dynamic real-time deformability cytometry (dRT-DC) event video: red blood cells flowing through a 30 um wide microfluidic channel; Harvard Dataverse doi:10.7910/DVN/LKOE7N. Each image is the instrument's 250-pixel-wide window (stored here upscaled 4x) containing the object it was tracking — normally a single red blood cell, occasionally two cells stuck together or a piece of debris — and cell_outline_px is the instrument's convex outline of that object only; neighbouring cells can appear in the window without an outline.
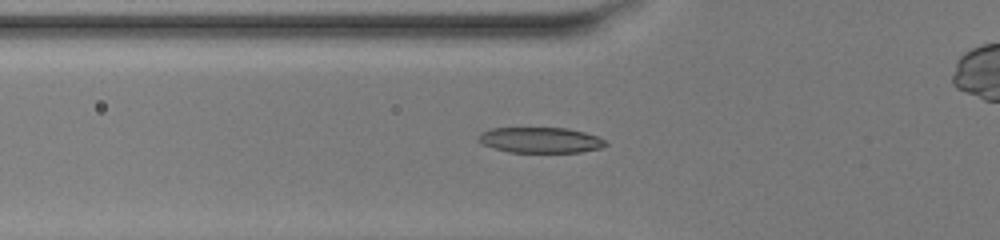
{"species": "common noctule bat (a hibernating species)", "species_latin": "Nyctalus noctula", "temperature_condition": "warm", "stored_images_in_passage": 46, "camera_frame_rate_fps": 3000, "um_per_image_px": 0.085, "animal": {"sex": "female", "body_mass_g": 20.0, "forearm_length_mm": 54.0}, "frame": {"image": 1, "passage_image": 19, "time_ms": 6.0, "image_size_px": [1000, 240], "cell_outline_px": [[608, 144], [600, 148], [580, 152], [508, 152], [480, 144], [476, 140], [480, 132], [492, 128], [568, 128], [600, 136]], "centroid_in_image_um": [45.9, 11.9], "position_along_channel_um": 79.9, "area_um2": 19.13}}
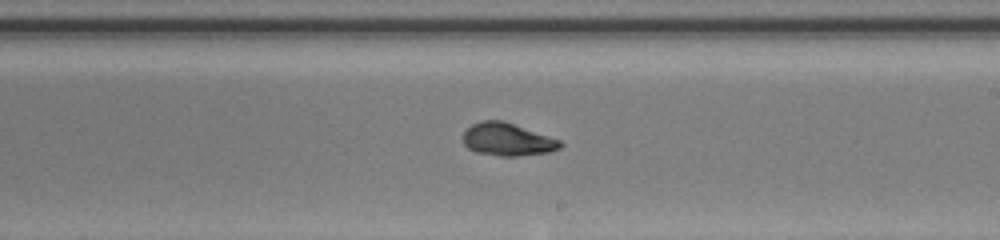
{"frame": {"image": 2, "passage_image": 31, "time_ms": 10.0, "image_size_px": [1000, 240], "cell_outline_px": [[564, 144], [560, 148], [548, 152], [516, 156], [500, 156], [476, 152], [468, 148], [464, 144], [464, 132], [472, 124], [480, 120], [504, 120], [560, 140]], "centroid_in_image_um": [43.13, 11.84], "position_along_channel_um": 245.9, "area_um2": 18.5}}
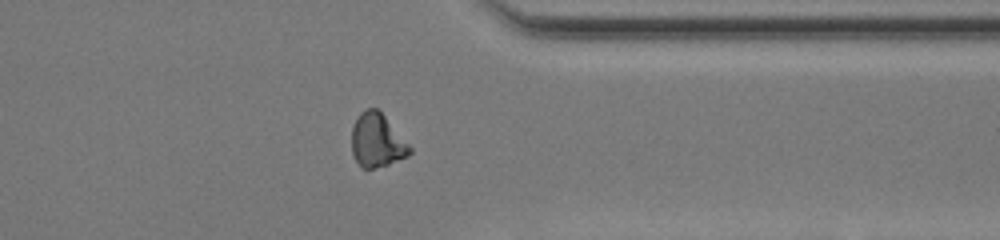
{"frame": {"image": 3, "passage_image": 41, "time_ms": 13.333, "image_size_px": [1000, 240], "cell_outline_px": [[412, 152], [408, 156], [388, 164], [372, 168], [360, 168], [352, 152], [352, 128], [360, 112], [364, 108], [376, 108], [384, 116], [412, 148]], "centroid_in_image_um": [32.03, 11.95], "position_along_channel_um": 379.4, "area_um2": 17.92}, "authors_computed_cell_mechanics": {"area_um2": 18.3804, "velocity_mm_per_s": 4.1375, "shape_relaxation_time_tau1_ms": 4.3248, "shape_relaxation_time_tau2_ms": 1.4061, "deformation_change_tau1": 0.2369, "deformation_change_tau2": 0.0734}}